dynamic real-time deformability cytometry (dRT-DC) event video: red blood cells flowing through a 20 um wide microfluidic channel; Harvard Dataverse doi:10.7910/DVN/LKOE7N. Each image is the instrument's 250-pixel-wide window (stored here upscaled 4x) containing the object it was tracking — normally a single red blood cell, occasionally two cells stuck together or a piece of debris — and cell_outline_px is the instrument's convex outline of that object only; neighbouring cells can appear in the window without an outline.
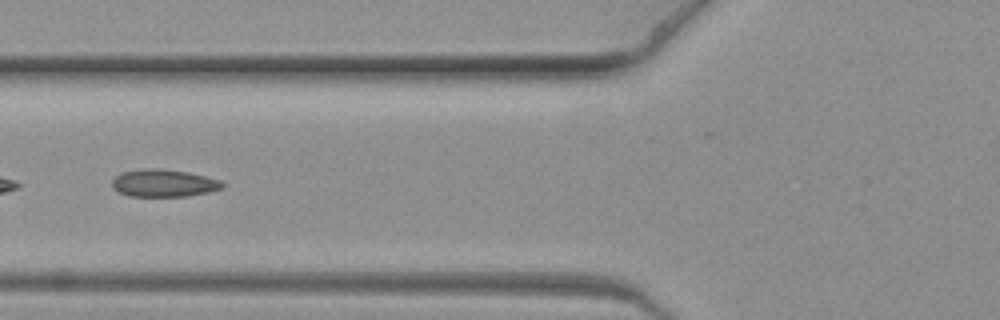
{"species": "common noctule bat (a hibernating species)", "species_latin": "Nyctalus noctula", "temperature_condition": "warm", "stored_images_in_passage": 12, "camera_frame_rate_fps": 3000, "um_per_image_px": 0.085, "animal": {"sex": "female", "body_mass_g": 19.3, "forearm_length_mm": 54.1}, "frame": {"image": 1, "passage_image": 10, "time_ms": 3.0, "image_size_px": [1000, 320], "cell_outline_px": [[224, 188], [208, 192], [188, 196], [128, 196], [120, 192], [112, 184], [112, 180], [120, 172], [144, 168], [160, 168], [188, 172], [220, 180], [224, 184]], "centroid_in_image_um": [13.93, 15.55], "position_along_channel_um": 111.9, "area_um2": 17.63}}
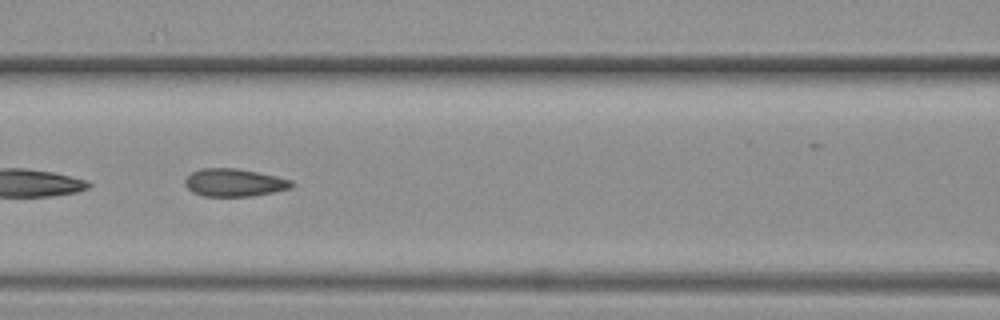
{"frame": {"image": 2, "passage_image": 11, "time_ms": 3.333, "image_size_px": [1000, 320], "cell_outline_px": [[296, 184], [292, 188], [252, 196], [204, 196], [192, 192], [184, 184], [184, 180], [192, 172], [200, 168], [236, 168], [276, 176], [292, 180]], "centroid_in_image_um": [19.92, 15.52], "position_along_channel_um": 146.7, "area_um2": 17.28}}